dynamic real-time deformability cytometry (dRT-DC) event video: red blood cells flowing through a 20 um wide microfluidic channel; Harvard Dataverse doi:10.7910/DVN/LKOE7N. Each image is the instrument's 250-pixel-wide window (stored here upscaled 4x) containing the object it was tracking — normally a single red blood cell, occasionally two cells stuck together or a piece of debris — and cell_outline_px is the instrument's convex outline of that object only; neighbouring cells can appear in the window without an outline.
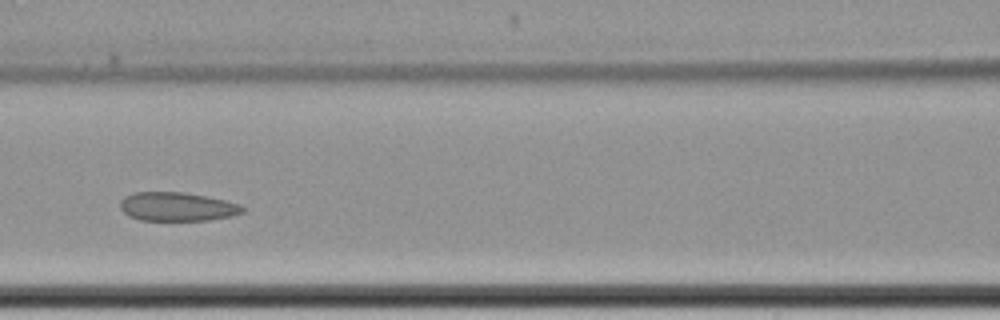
{"species": "common noctule bat (a hibernating species)", "species_latin": "Nyctalus noctula", "temperature_condition": "cold", "stored_images_in_passage": 7, "camera_frame_rate_fps": 3000, "um_per_image_px": 0.085, "animal": {"sex": "female", "body_mass_g": 22.7, "forearm_length_mm": 54.2}, "frame": {"image": 1, "passage_image": 7, "time_ms": 7.333, "image_size_px": [1000, 320], "cell_outline_px": [[244, 212], [232, 216], [208, 220], [140, 220], [128, 216], [120, 208], [120, 200], [124, 196], [132, 192], [184, 192], [224, 200], [240, 204], [244, 208]], "centroid_in_image_um": [15.03, 17.56], "position_along_channel_um": 151.6, "area_um2": 20.58}}